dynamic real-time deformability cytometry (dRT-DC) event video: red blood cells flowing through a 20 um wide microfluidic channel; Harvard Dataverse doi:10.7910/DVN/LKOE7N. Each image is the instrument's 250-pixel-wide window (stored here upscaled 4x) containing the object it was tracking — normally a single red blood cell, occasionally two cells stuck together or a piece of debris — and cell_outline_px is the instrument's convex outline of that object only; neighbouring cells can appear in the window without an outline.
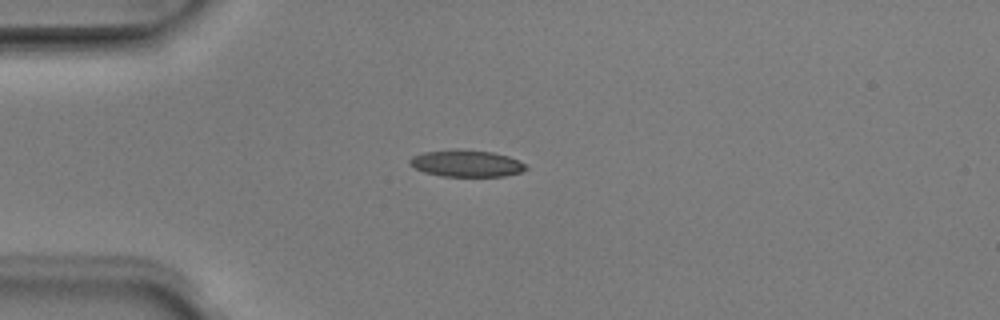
{"species": "Egyptian fruit bat (a non-hibernating species)", "species_latin": "Rousettus aegyptiacus", "temperature_condition": "room temperature", "stored_images_in_passage": 6, "camera_frame_rate_fps": 3000, "um_per_image_px": 0.085, "animal": {"sex": "male"}, "frame": {"image": 1, "passage_image": 3, "time_ms": 0.667, "image_size_px": [1000, 320], "cell_outline_px": [[528, 168], [520, 172], [504, 176], [440, 176], [424, 172], [408, 164], [408, 160], [412, 156], [424, 152], [456, 148], [460, 148], [492, 152], [508, 156], [528, 164]], "centroid_in_image_um": [39.64, 13.87], "position_along_channel_um": 45.4, "area_um2": 18.38}}
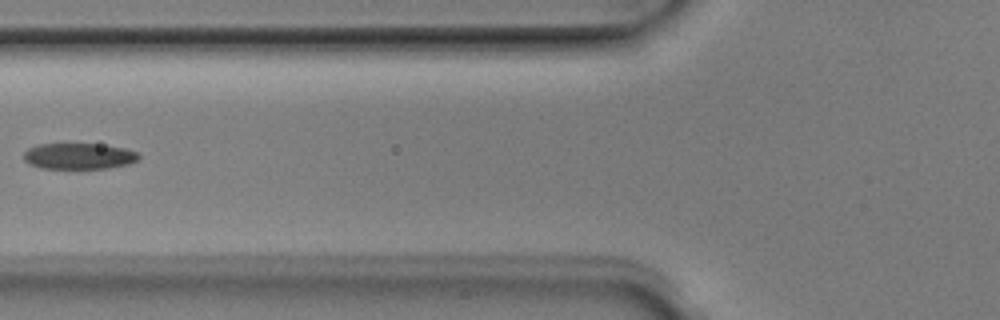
{"frame": {"image": 2, "passage_image": 5, "time_ms": 1.333, "image_size_px": [1000, 320], "cell_outline_px": [[140, 156], [136, 160], [128, 164], [108, 168], [40, 168], [28, 164], [24, 160], [24, 152], [28, 148], [36, 144], [100, 144], [124, 148], [140, 152]], "centroid_in_image_um": [6.69, 13.27], "position_along_channel_um": 119.1, "area_um2": 17.51}}
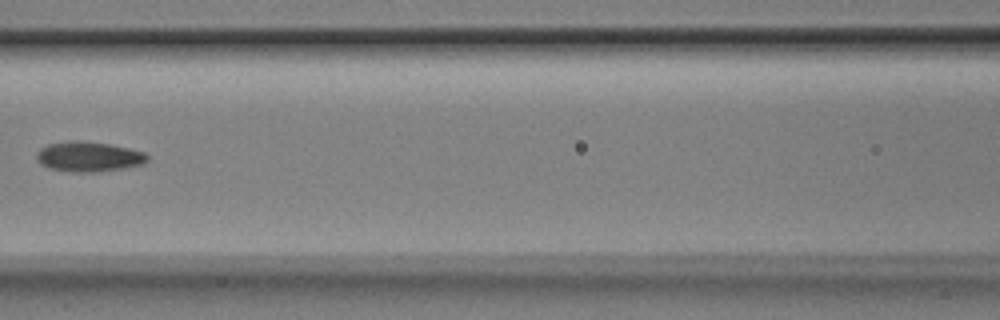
{"frame": {"image": 3, "passage_image": 6, "time_ms": 1.667, "image_size_px": [1000, 320], "cell_outline_px": [[148, 160], [144, 164], [124, 168], [96, 172], [72, 172], [48, 168], [40, 164], [36, 160], [36, 152], [40, 148], [48, 144], [72, 140], [76, 140], [112, 144], [144, 152], [148, 156]], "centroid_in_image_um": [7.52, 13.31], "position_along_channel_um": 159.1, "area_um2": 19.59}}